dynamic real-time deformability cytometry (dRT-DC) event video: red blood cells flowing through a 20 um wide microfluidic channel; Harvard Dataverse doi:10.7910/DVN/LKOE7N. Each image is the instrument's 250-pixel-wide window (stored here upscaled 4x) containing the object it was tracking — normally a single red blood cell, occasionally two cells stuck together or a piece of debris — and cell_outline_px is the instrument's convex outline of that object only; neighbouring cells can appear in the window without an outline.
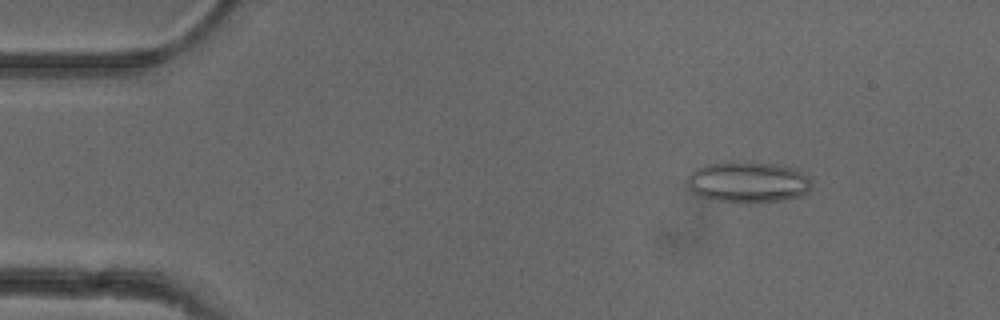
{"species": "common noctule bat (a hibernating species)", "species_latin": "Nyctalus noctula", "temperature_condition": "cold", "stored_images_in_passage": 5, "camera_frame_rate_fps": 3000, "um_per_image_px": 0.085, "animal": {"sex": "female"}, "frame": {"image": 1, "passage_image": 2, "time_ms": 1.333, "image_size_px": [1000, 320], "cell_outline_px": [[812, 184], [808, 192], [800, 196], [780, 200], [716, 200], [700, 196], [692, 192], [688, 188], [688, 176], [696, 168], [708, 164], [776, 164], [792, 168], [808, 176], [812, 180]], "centroid_in_image_um": [63.6, 15.48], "position_along_channel_um": 21.4, "area_um2": 28.21}}